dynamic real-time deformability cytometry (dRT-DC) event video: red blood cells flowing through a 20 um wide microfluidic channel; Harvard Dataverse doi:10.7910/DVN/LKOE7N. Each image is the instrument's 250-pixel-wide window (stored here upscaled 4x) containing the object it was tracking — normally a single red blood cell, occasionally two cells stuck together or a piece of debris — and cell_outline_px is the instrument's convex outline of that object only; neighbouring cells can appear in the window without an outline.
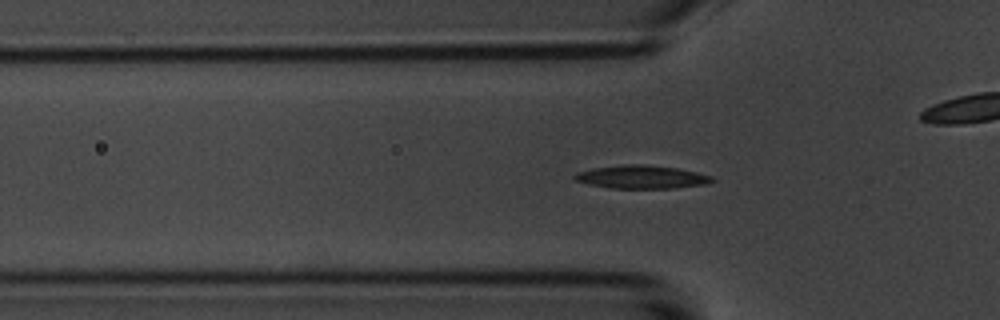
{"species": "common noctule bat (a hibernating species)", "species_latin": "Nyctalus noctula", "temperature_condition": "room temperature", "stored_images_in_passage": 57, "camera_frame_rate_fps": 3000, "um_per_image_px": 0.085, "animal": {"sex": "male", "body_mass_g": 20.1, "forearm_length_mm": 53.5}, "frame": {"image": 1, "passage_image": 17, "time_ms": 5.333, "image_size_px": [1000, 320], "cell_outline_px": [[716, 180], [704, 184], [672, 188], [608, 188], [588, 184], [576, 180], [572, 176], [576, 172], [592, 168], [624, 164], [644, 164], [676, 168], [696, 172], [712, 176]], "centroid_in_image_um": [54.49, 15.04], "position_along_channel_um": 71.3, "area_um2": 18.55}}
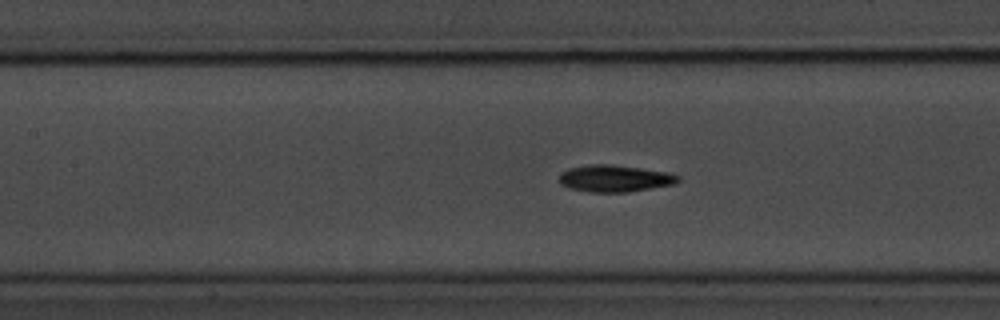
{"frame": {"image": 2, "passage_image": 24, "time_ms": 7.667, "image_size_px": [1000, 320], "cell_outline_px": [[680, 180], [676, 184], [628, 192], [588, 192], [568, 188], [560, 184], [560, 172], [568, 168], [592, 164], [608, 164], [640, 168], [668, 172], [680, 176]], "centroid_in_image_um": [52.25, 15.17], "position_along_channel_um": 155.2, "area_um2": 18.73}}
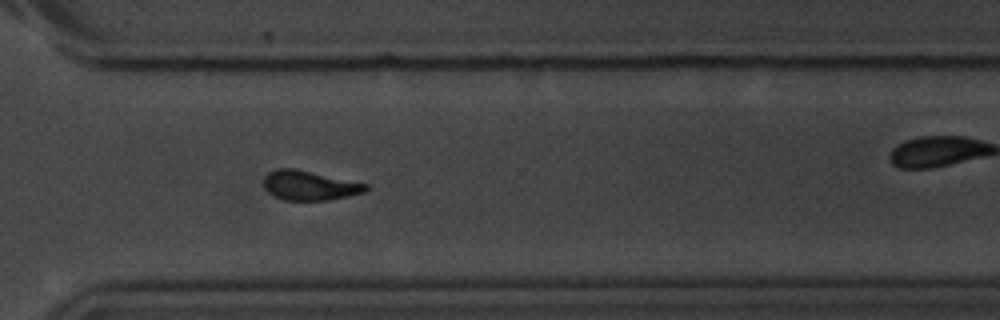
{"frame": {"image": 3, "passage_image": 40, "time_ms": 13.0, "image_size_px": [1000, 320], "cell_outline_px": [[368, 188], [364, 192], [348, 196], [328, 200], [284, 200], [268, 192], [264, 188], [264, 176], [268, 172], [280, 168], [292, 168], [368, 184]], "centroid_in_image_um": [26.29, 15.77], "position_along_channel_um": 344.3, "area_um2": 17.28}, "authors_computed_cell_mechanics": {"area_um2": 17.629, "velocity_mm_per_s": 3.5608, "shape_relaxation_time_tau1_ms": 3.2545, "shape_relaxation_time_tau2_ms": 4.3546, "deformation_change_tau1": 0.1398, "deformation_change_tau2": 0.1063}}